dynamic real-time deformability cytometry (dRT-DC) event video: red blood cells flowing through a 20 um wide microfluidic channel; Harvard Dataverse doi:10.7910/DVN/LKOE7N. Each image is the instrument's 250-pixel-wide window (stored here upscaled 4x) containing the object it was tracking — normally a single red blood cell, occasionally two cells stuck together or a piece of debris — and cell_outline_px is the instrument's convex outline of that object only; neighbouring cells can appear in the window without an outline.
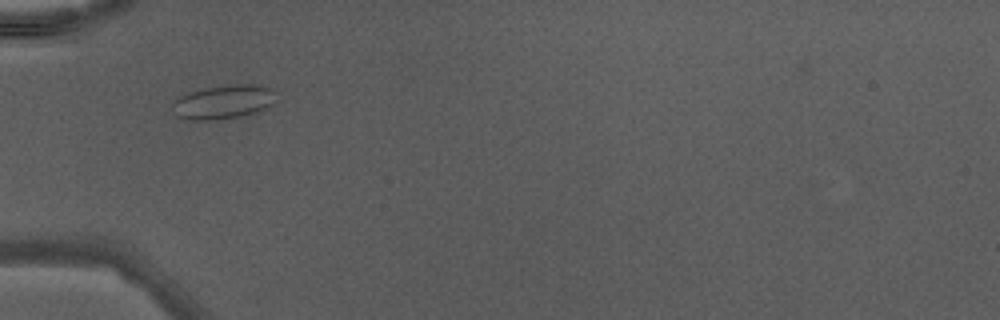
{"species": "Egyptian fruit bat (a non-hibernating species)", "species_latin": "Rousettus aegyptiacus", "temperature_condition": "warm", "stored_images_in_passage": 31, "camera_frame_rate_fps": 3000, "um_per_image_px": 0.085, "animal": {"sex": "male"}, "frame": {"image": 1, "passage_image": 5, "time_ms": 1.333, "image_size_px": [1000, 320], "cell_outline_px": [[276, 100], [272, 104], [256, 112], [240, 116], [208, 120], [192, 120], [176, 116], [168, 108], [180, 96], [192, 92], [208, 88], [244, 84], [264, 84], [272, 92]], "centroid_in_image_um": [18.95, 8.68], "position_along_channel_um": 66.0, "area_um2": 20.11}}
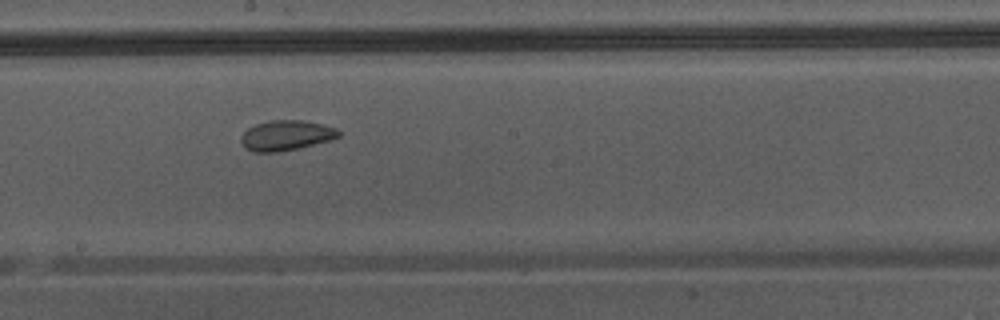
{"frame": {"image": 2, "passage_image": 16, "time_ms": 5.0, "image_size_px": [1000, 320], "cell_outline_px": [[340, 136], [332, 140], [300, 148], [276, 152], [252, 152], [244, 148], [240, 140], [240, 136], [248, 128], [256, 124], [272, 120], [304, 120], [336, 128], [340, 132]], "centroid_in_image_um": [24.31, 11.52], "position_along_channel_um": 223.9, "area_um2": 17.28}}
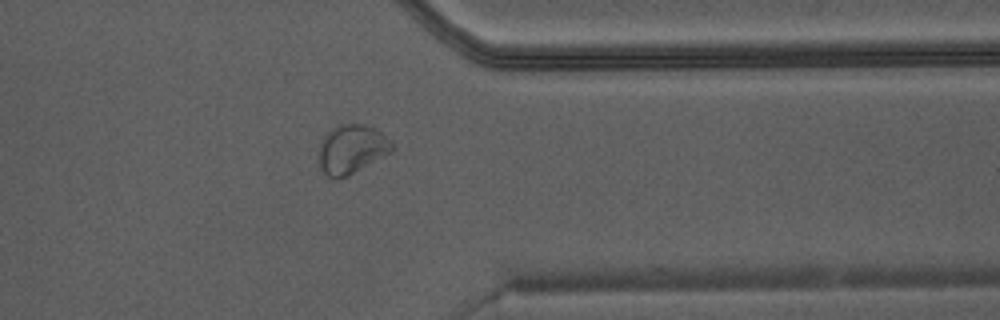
{"frame": {"image": 3, "passage_image": 27, "time_ms": 8.667, "image_size_px": [1000, 320], "cell_outline_px": [[396, 148], [392, 152], [340, 180], [336, 180], [328, 176], [320, 168], [316, 160], [320, 144], [324, 132], [340, 124], [360, 124], [376, 128]], "centroid_in_image_um": [29.83, 12.7], "position_along_channel_um": 381.6, "area_um2": 21.27}}